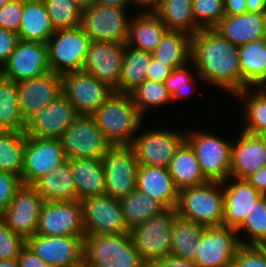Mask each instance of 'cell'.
I'll return each instance as SVG.
<instances>
[{
	"instance_id": "6da1fadb",
	"label": "cell",
	"mask_w": 266,
	"mask_h": 267,
	"mask_svg": "<svg viewBox=\"0 0 266 267\" xmlns=\"http://www.w3.org/2000/svg\"><path fill=\"white\" fill-rule=\"evenodd\" d=\"M191 62L198 78L233 95L242 90L238 46L214 28L200 29L191 36Z\"/></svg>"
},
{
	"instance_id": "7a4b0ae2",
	"label": "cell",
	"mask_w": 266,
	"mask_h": 267,
	"mask_svg": "<svg viewBox=\"0 0 266 267\" xmlns=\"http://www.w3.org/2000/svg\"><path fill=\"white\" fill-rule=\"evenodd\" d=\"M92 116L112 146H131L144 118L129 93L116 91Z\"/></svg>"
},
{
	"instance_id": "3957f363",
	"label": "cell",
	"mask_w": 266,
	"mask_h": 267,
	"mask_svg": "<svg viewBox=\"0 0 266 267\" xmlns=\"http://www.w3.org/2000/svg\"><path fill=\"white\" fill-rule=\"evenodd\" d=\"M176 211L179 217L190 222L206 227L222 226L224 217L222 183L208 181L180 189Z\"/></svg>"
},
{
	"instance_id": "277c9868",
	"label": "cell",
	"mask_w": 266,
	"mask_h": 267,
	"mask_svg": "<svg viewBox=\"0 0 266 267\" xmlns=\"http://www.w3.org/2000/svg\"><path fill=\"white\" fill-rule=\"evenodd\" d=\"M83 262L88 267H147L140 259L130 233L86 234Z\"/></svg>"
},
{
	"instance_id": "5b68a950",
	"label": "cell",
	"mask_w": 266,
	"mask_h": 267,
	"mask_svg": "<svg viewBox=\"0 0 266 267\" xmlns=\"http://www.w3.org/2000/svg\"><path fill=\"white\" fill-rule=\"evenodd\" d=\"M176 209H166L130 229L133 245L142 262L149 267L170 254Z\"/></svg>"
},
{
	"instance_id": "8992f818",
	"label": "cell",
	"mask_w": 266,
	"mask_h": 267,
	"mask_svg": "<svg viewBox=\"0 0 266 267\" xmlns=\"http://www.w3.org/2000/svg\"><path fill=\"white\" fill-rule=\"evenodd\" d=\"M91 41L81 26L56 30L46 43L51 71L59 75L82 71Z\"/></svg>"
},
{
	"instance_id": "52a82bcc",
	"label": "cell",
	"mask_w": 266,
	"mask_h": 267,
	"mask_svg": "<svg viewBox=\"0 0 266 267\" xmlns=\"http://www.w3.org/2000/svg\"><path fill=\"white\" fill-rule=\"evenodd\" d=\"M185 141L193 149L201 171L208 181L225 182L230 178L232 143L213 134L191 132Z\"/></svg>"
},
{
	"instance_id": "ba28073f",
	"label": "cell",
	"mask_w": 266,
	"mask_h": 267,
	"mask_svg": "<svg viewBox=\"0 0 266 267\" xmlns=\"http://www.w3.org/2000/svg\"><path fill=\"white\" fill-rule=\"evenodd\" d=\"M59 139L67 160L102 159L112 147L93 116L78 115Z\"/></svg>"
},
{
	"instance_id": "9c48e42d",
	"label": "cell",
	"mask_w": 266,
	"mask_h": 267,
	"mask_svg": "<svg viewBox=\"0 0 266 267\" xmlns=\"http://www.w3.org/2000/svg\"><path fill=\"white\" fill-rule=\"evenodd\" d=\"M105 194L120 199L136 189L139 162L131 146H112L102 158Z\"/></svg>"
},
{
	"instance_id": "30bf717a",
	"label": "cell",
	"mask_w": 266,
	"mask_h": 267,
	"mask_svg": "<svg viewBox=\"0 0 266 267\" xmlns=\"http://www.w3.org/2000/svg\"><path fill=\"white\" fill-rule=\"evenodd\" d=\"M125 8L94 3L82 11L81 27L92 41L126 44L129 22Z\"/></svg>"
},
{
	"instance_id": "8fae6325",
	"label": "cell",
	"mask_w": 266,
	"mask_h": 267,
	"mask_svg": "<svg viewBox=\"0 0 266 267\" xmlns=\"http://www.w3.org/2000/svg\"><path fill=\"white\" fill-rule=\"evenodd\" d=\"M61 78L62 93L78 115L92 116L115 91L84 71L65 73Z\"/></svg>"
},
{
	"instance_id": "7c38bea8",
	"label": "cell",
	"mask_w": 266,
	"mask_h": 267,
	"mask_svg": "<svg viewBox=\"0 0 266 267\" xmlns=\"http://www.w3.org/2000/svg\"><path fill=\"white\" fill-rule=\"evenodd\" d=\"M86 234L129 233L119 199L109 195L90 196L81 201Z\"/></svg>"
},
{
	"instance_id": "4fadbf2b",
	"label": "cell",
	"mask_w": 266,
	"mask_h": 267,
	"mask_svg": "<svg viewBox=\"0 0 266 267\" xmlns=\"http://www.w3.org/2000/svg\"><path fill=\"white\" fill-rule=\"evenodd\" d=\"M60 139L26 136L22 185L33 186L42 176L66 161Z\"/></svg>"
},
{
	"instance_id": "5bb4252c",
	"label": "cell",
	"mask_w": 266,
	"mask_h": 267,
	"mask_svg": "<svg viewBox=\"0 0 266 267\" xmlns=\"http://www.w3.org/2000/svg\"><path fill=\"white\" fill-rule=\"evenodd\" d=\"M35 234L44 236H76L85 239L82 205L78 200L45 202Z\"/></svg>"
},
{
	"instance_id": "9a60e30c",
	"label": "cell",
	"mask_w": 266,
	"mask_h": 267,
	"mask_svg": "<svg viewBox=\"0 0 266 267\" xmlns=\"http://www.w3.org/2000/svg\"><path fill=\"white\" fill-rule=\"evenodd\" d=\"M26 245L50 267H76L83 263L84 240L80 237L34 234Z\"/></svg>"
},
{
	"instance_id": "2e32d148",
	"label": "cell",
	"mask_w": 266,
	"mask_h": 267,
	"mask_svg": "<svg viewBox=\"0 0 266 267\" xmlns=\"http://www.w3.org/2000/svg\"><path fill=\"white\" fill-rule=\"evenodd\" d=\"M240 245L236 230L225 226L206 227L193 262L198 267H231Z\"/></svg>"
},
{
	"instance_id": "e0dca14e",
	"label": "cell",
	"mask_w": 266,
	"mask_h": 267,
	"mask_svg": "<svg viewBox=\"0 0 266 267\" xmlns=\"http://www.w3.org/2000/svg\"><path fill=\"white\" fill-rule=\"evenodd\" d=\"M125 46L126 44L116 42L91 41L82 71L119 92Z\"/></svg>"
},
{
	"instance_id": "ac0fdd59",
	"label": "cell",
	"mask_w": 266,
	"mask_h": 267,
	"mask_svg": "<svg viewBox=\"0 0 266 267\" xmlns=\"http://www.w3.org/2000/svg\"><path fill=\"white\" fill-rule=\"evenodd\" d=\"M185 138L176 131L148 130L135 137L131 147L140 165L168 168Z\"/></svg>"
},
{
	"instance_id": "d6986e66",
	"label": "cell",
	"mask_w": 266,
	"mask_h": 267,
	"mask_svg": "<svg viewBox=\"0 0 266 267\" xmlns=\"http://www.w3.org/2000/svg\"><path fill=\"white\" fill-rule=\"evenodd\" d=\"M44 198L33 186L22 185L0 217L17 235L27 240L35 234Z\"/></svg>"
},
{
	"instance_id": "ffe728a7",
	"label": "cell",
	"mask_w": 266,
	"mask_h": 267,
	"mask_svg": "<svg viewBox=\"0 0 266 267\" xmlns=\"http://www.w3.org/2000/svg\"><path fill=\"white\" fill-rule=\"evenodd\" d=\"M50 71L47 44L18 40L8 61L1 68V75L20 82Z\"/></svg>"
},
{
	"instance_id": "44dd1931",
	"label": "cell",
	"mask_w": 266,
	"mask_h": 267,
	"mask_svg": "<svg viewBox=\"0 0 266 267\" xmlns=\"http://www.w3.org/2000/svg\"><path fill=\"white\" fill-rule=\"evenodd\" d=\"M77 116L72 103L61 93L26 121L24 132L26 136L59 139Z\"/></svg>"
},
{
	"instance_id": "7402d4cb",
	"label": "cell",
	"mask_w": 266,
	"mask_h": 267,
	"mask_svg": "<svg viewBox=\"0 0 266 267\" xmlns=\"http://www.w3.org/2000/svg\"><path fill=\"white\" fill-rule=\"evenodd\" d=\"M17 84L19 109L25 122L62 93L61 75L52 71Z\"/></svg>"
},
{
	"instance_id": "603a6c76",
	"label": "cell",
	"mask_w": 266,
	"mask_h": 267,
	"mask_svg": "<svg viewBox=\"0 0 266 267\" xmlns=\"http://www.w3.org/2000/svg\"><path fill=\"white\" fill-rule=\"evenodd\" d=\"M265 165L266 135L242 131L237 143L232 144L230 178L247 179Z\"/></svg>"
},
{
	"instance_id": "cb8c5ba5",
	"label": "cell",
	"mask_w": 266,
	"mask_h": 267,
	"mask_svg": "<svg viewBox=\"0 0 266 267\" xmlns=\"http://www.w3.org/2000/svg\"><path fill=\"white\" fill-rule=\"evenodd\" d=\"M228 184V179L222 182L224 195L223 224L237 230L252 210L254 203L263 196L246 179H238ZM226 183L228 185H226Z\"/></svg>"
},
{
	"instance_id": "d4e9b609",
	"label": "cell",
	"mask_w": 266,
	"mask_h": 267,
	"mask_svg": "<svg viewBox=\"0 0 266 267\" xmlns=\"http://www.w3.org/2000/svg\"><path fill=\"white\" fill-rule=\"evenodd\" d=\"M214 29L239 47L265 38L266 13L245 12L240 15H225Z\"/></svg>"
},
{
	"instance_id": "484cf974",
	"label": "cell",
	"mask_w": 266,
	"mask_h": 267,
	"mask_svg": "<svg viewBox=\"0 0 266 267\" xmlns=\"http://www.w3.org/2000/svg\"><path fill=\"white\" fill-rule=\"evenodd\" d=\"M136 189L146 192L166 209H176L179 189L175 186L168 168L140 165Z\"/></svg>"
},
{
	"instance_id": "4316f807",
	"label": "cell",
	"mask_w": 266,
	"mask_h": 267,
	"mask_svg": "<svg viewBox=\"0 0 266 267\" xmlns=\"http://www.w3.org/2000/svg\"><path fill=\"white\" fill-rule=\"evenodd\" d=\"M71 176L75 184L76 200L105 194V173L102 159H71Z\"/></svg>"
},
{
	"instance_id": "83f0119b",
	"label": "cell",
	"mask_w": 266,
	"mask_h": 267,
	"mask_svg": "<svg viewBox=\"0 0 266 267\" xmlns=\"http://www.w3.org/2000/svg\"><path fill=\"white\" fill-rule=\"evenodd\" d=\"M33 187L45 202L76 200L75 184L71 176V159L42 176Z\"/></svg>"
},
{
	"instance_id": "f1b7e54d",
	"label": "cell",
	"mask_w": 266,
	"mask_h": 267,
	"mask_svg": "<svg viewBox=\"0 0 266 267\" xmlns=\"http://www.w3.org/2000/svg\"><path fill=\"white\" fill-rule=\"evenodd\" d=\"M55 30L43 0L23 2L18 39L46 44Z\"/></svg>"
},
{
	"instance_id": "f546056e",
	"label": "cell",
	"mask_w": 266,
	"mask_h": 267,
	"mask_svg": "<svg viewBox=\"0 0 266 267\" xmlns=\"http://www.w3.org/2000/svg\"><path fill=\"white\" fill-rule=\"evenodd\" d=\"M131 19L126 45L151 53L168 31L167 28L155 13L144 11Z\"/></svg>"
},
{
	"instance_id": "4dcf8cb0",
	"label": "cell",
	"mask_w": 266,
	"mask_h": 267,
	"mask_svg": "<svg viewBox=\"0 0 266 267\" xmlns=\"http://www.w3.org/2000/svg\"><path fill=\"white\" fill-rule=\"evenodd\" d=\"M242 74V90L256 88L266 79V39L251 41L238 47Z\"/></svg>"
},
{
	"instance_id": "1f68e13d",
	"label": "cell",
	"mask_w": 266,
	"mask_h": 267,
	"mask_svg": "<svg viewBox=\"0 0 266 267\" xmlns=\"http://www.w3.org/2000/svg\"><path fill=\"white\" fill-rule=\"evenodd\" d=\"M168 171L179 190L208 182L201 171L193 149L186 141L177 149L170 161Z\"/></svg>"
},
{
	"instance_id": "d6a6232c",
	"label": "cell",
	"mask_w": 266,
	"mask_h": 267,
	"mask_svg": "<svg viewBox=\"0 0 266 267\" xmlns=\"http://www.w3.org/2000/svg\"><path fill=\"white\" fill-rule=\"evenodd\" d=\"M151 54L173 69L182 67L191 62V36L182 31H167Z\"/></svg>"
},
{
	"instance_id": "836d02e7",
	"label": "cell",
	"mask_w": 266,
	"mask_h": 267,
	"mask_svg": "<svg viewBox=\"0 0 266 267\" xmlns=\"http://www.w3.org/2000/svg\"><path fill=\"white\" fill-rule=\"evenodd\" d=\"M192 0H162L155 12L168 31H182L190 36L201 28L195 23Z\"/></svg>"
},
{
	"instance_id": "e575fe53",
	"label": "cell",
	"mask_w": 266,
	"mask_h": 267,
	"mask_svg": "<svg viewBox=\"0 0 266 267\" xmlns=\"http://www.w3.org/2000/svg\"><path fill=\"white\" fill-rule=\"evenodd\" d=\"M125 223L129 229L161 214L166 208L146 192L135 189L119 199Z\"/></svg>"
},
{
	"instance_id": "d590c367",
	"label": "cell",
	"mask_w": 266,
	"mask_h": 267,
	"mask_svg": "<svg viewBox=\"0 0 266 267\" xmlns=\"http://www.w3.org/2000/svg\"><path fill=\"white\" fill-rule=\"evenodd\" d=\"M152 54L143 50L125 46V55L120 74L119 92L130 93L147 80V71Z\"/></svg>"
},
{
	"instance_id": "8d00e7d4",
	"label": "cell",
	"mask_w": 266,
	"mask_h": 267,
	"mask_svg": "<svg viewBox=\"0 0 266 267\" xmlns=\"http://www.w3.org/2000/svg\"><path fill=\"white\" fill-rule=\"evenodd\" d=\"M205 228L206 226L177 216L174 220L170 254L194 261Z\"/></svg>"
},
{
	"instance_id": "74e56055",
	"label": "cell",
	"mask_w": 266,
	"mask_h": 267,
	"mask_svg": "<svg viewBox=\"0 0 266 267\" xmlns=\"http://www.w3.org/2000/svg\"><path fill=\"white\" fill-rule=\"evenodd\" d=\"M25 124L18 104L17 82L0 75V130L24 131Z\"/></svg>"
},
{
	"instance_id": "f35d334b",
	"label": "cell",
	"mask_w": 266,
	"mask_h": 267,
	"mask_svg": "<svg viewBox=\"0 0 266 267\" xmlns=\"http://www.w3.org/2000/svg\"><path fill=\"white\" fill-rule=\"evenodd\" d=\"M26 134L24 131L0 130V171L21 178Z\"/></svg>"
},
{
	"instance_id": "ab89813d",
	"label": "cell",
	"mask_w": 266,
	"mask_h": 267,
	"mask_svg": "<svg viewBox=\"0 0 266 267\" xmlns=\"http://www.w3.org/2000/svg\"><path fill=\"white\" fill-rule=\"evenodd\" d=\"M249 90L245 88L234 95L247 100L244 114L247 123L242 129L249 134L266 135V92L259 88L254 93Z\"/></svg>"
},
{
	"instance_id": "60d3db41",
	"label": "cell",
	"mask_w": 266,
	"mask_h": 267,
	"mask_svg": "<svg viewBox=\"0 0 266 267\" xmlns=\"http://www.w3.org/2000/svg\"><path fill=\"white\" fill-rule=\"evenodd\" d=\"M134 105L143 116L145 110L169 104L172 99L164 82L145 80L129 93Z\"/></svg>"
},
{
	"instance_id": "b9f144b4",
	"label": "cell",
	"mask_w": 266,
	"mask_h": 267,
	"mask_svg": "<svg viewBox=\"0 0 266 267\" xmlns=\"http://www.w3.org/2000/svg\"><path fill=\"white\" fill-rule=\"evenodd\" d=\"M249 234L250 241L246 242L239 238L241 245L266 246V195L261 196L247 214L243 224L236 230Z\"/></svg>"
},
{
	"instance_id": "7bdbcfd3",
	"label": "cell",
	"mask_w": 266,
	"mask_h": 267,
	"mask_svg": "<svg viewBox=\"0 0 266 267\" xmlns=\"http://www.w3.org/2000/svg\"><path fill=\"white\" fill-rule=\"evenodd\" d=\"M54 30L72 29L81 25L82 10L73 0H43Z\"/></svg>"
},
{
	"instance_id": "ee69618b",
	"label": "cell",
	"mask_w": 266,
	"mask_h": 267,
	"mask_svg": "<svg viewBox=\"0 0 266 267\" xmlns=\"http://www.w3.org/2000/svg\"><path fill=\"white\" fill-rule=\"evenodd\" d=\"M195 23L201 28H214L225 16L224 0H192Z\"/></svg>"
},
{
	"instance_id": "f6af8a7d",
	"label": "cell",
	"mask_w": 266,
	"mask_h": 267,
	"mask_svg": "<svg viewBox=\"0 0 266 267\" xmlns=\"http://www.w3.org/2000/svg\"><path fill=\"white\" fill-rule=\"evenodd\" d=\"M187 65L189 64L173 69L172 73L164 81L172 101H176L178 98L188 97L191 94L190 91H193L192 88L195 89V84H192L194 80L191 73L188 72Z\"/></svg>"
},
{
	"instance_id": "bcb514c9",
	"label": "cell",
	"mask_w": 266,
	"mask_h": 267,
	"mask_svg": "<svg viewBox=\"0 0 266 267\" xmlns=\"http://www.w3.org/2000/svg\"><path fill=\"white\" fill-rule=\"evenodd\" d=\"M231 267H266V246L240 245Z\"/></svg>"
},
{
	"instance_id": "7dc6e473",
	"label": "cell",
	"mask_w": 266,
	"mask_h": 267,
	"mask_svg": "<svg viewBox=\"0 0 266 267\" xmlns=\"http://www.w3.org/2000/svg\"><path fill=\"white\" fill-rule=\"evenodd\" d=\"M26 240L15 234L0 218V260L18 258Z\"/></svg>"
},
{
	"instance_id": "c3c4849f",
	"label": "cell",
	"mask_w": 266,
	"mask_h": 267,
	"mask_svg": "<svg viewBox=\"0 0 266 267\" xmlns=\"http://www.w3.org/2000/svg\"><path fill=\"white\" fill-rule=\"evenodd\" d=\"M23 14V2L10 0L0 8V28L18 33Z\"/></svg>"
},
{
	"instance_id": "681fc988",
	"label": "cell",
	"mask_w": 266,
	"mask_h": 267,
	"mask_svg": "<svg viewBox=\"0 0 266 267\" xmlns=\"http://www.w3.org/2000/svg\"><path fill=\"white\" fill-rule=\"evenodd\" d=\"M22 186L19 176L0 171V217L9 207L16 191Z\"/></svg>"
},
{
	"instance_id": "f907efd6",
	"label": "cell",
	"mask_w": 266,
	"mask_h": 267,
	"mask_svg": "<svg viewBox=\"0 0 266 267\" xmlns=\"http://www.w3.org/2000/svg\"><path fill=\"white\" fill-rule=\"evenodd\" d=\"M18 40L17 33L0 28V69L8 61Z\"/></svg>"
},
{
	"instance_id": "816d5d0a",
	"label": "cell",
	"mask_w": 266,
	"mask_h": 267,
	"mask_svg": "<svg viewBox=\"0 0 266 267\" xmlns=\"http://www.w3.org/2000/svg\"><path fill=\"white\" fill-rule=\"evenodd\" d=\"M171 66L164 65L163 63L152 58L147 71V80L164 82L166 78L172 73Z\"/></svg>"
},
{
	"instance_id": "f5cc1de1",
	"label": "cell",
	"mask_w": 266,
	"mask_h": 267,
	"mask_svg": "<svg viewBox=\"0 0 266 267\" xmlns=\"http://www.w3.org/2000/svg\"><path fill=\"white\" fill-rule=\"evenodd\" d=\"M19 267H50L39 258L27 245H25L18 256Z\"/></svg>"
},
{
	"instance_id": "db71d44e",
	"label": "cell",
	"mask_w": 266,
	"mask_h": 267,
	"mask_svg": "<svg viewBox=\"0 0 266 267\" xmlns=\"http://www.w3.org/2000/svg\"><path fill=\"white\" fill-rule=\"evenodd\" d=\"M149 267H198V266L193 261L169 254L153 262Z\"/></svg>"
},
{
	"instance_id": "11a10c76",
	"label": "cell",
	"mask_w": 266,
	"mask_h": 267,
	"mask_svg": "<svg viewBox=\"0 0 266 267\" xmlns=\"http://www.w3.org/2000/svg\"><path fill=\"white\" fill-rule=\"evenodd\" d=\"M258 192L266 195V165L246 179Z\"/></svg>"
},
{
	"instance_id": "9f6ffc18",
	"label": "cell",
	"mask_w": 266,
	"mask_h": 267,
	"mask_svg": "<svg viewBox=\"0 0 266 267\" xmlns=\"http://www.w3.org/2000/svg\"><path fill=\"white\" fill-rule=\"evenodd\" d=\"M225 15H240L247 12L246 0H224Z\"/></svg>"
},
{
	"instance_id": "6f0895ef",
	"label": "cell",
	"mask_w": 266,
	"mask_h": 267,
	"mask_svg": "<svg viewBox=\"0 0 266 267\" xmlns=\"http://www.w3.org/2000/svg\"><path fill=\"white\" fill-rule=\"evenodd\" d=\"M247 12L266 13V0H246Z\"/></svg>"
},
{
	"instance_id": "680465c9",
	"label": "cell",
	"mask_w": 266,
	"mask_h": 267,
	"mask_svg": "<svg viewBox=\"0 0 266 267\" xmlns=\"http://www.w3.org/2000/svg\"><path fill=\"white\" fill-rule=\"evenodd\" d=\"M131 3L150 8L147 13H155L160 8L162 0H131Z\"/></svg>"
},
{
	"instance_id": "91938a15",
	"label": "cell",
	"mask_w": 266,
	"mask_h": 267,
	"mask_svg": "<svg viewBox=\"0 0 266 267\" xmlns=\"http://www.w3.org/2000/svg\"><path fill=\"white\" fill-rule=\"evenodd\" d=\"M95 3L126 8L129 3L131 4V0H95Z\"/></svg>"
},
{
	"instance_id": "94428289",
	"label": "cell",
	"mask_w": 266,
	"mask_h": 267,
	"mask_svg": "<svg viewBox=\"0 0 266 267\" xmlns=\"http://www.w3.org/2000/svg\"><path fill=\"white\" fill-rule=\"evenodd\" d=\"M73 1L77 5V7L82 11L87 9L88 7H91L95 3V0H73Z\"/></svg>"
},
{
	"instance_id": "6125c7cd",
	"label": "cell",
	"mask_w": 266,
	"mask_h": 267,
	"mask_svg": "<svg viewBox=\"0 0 266 267\" xmlns=\"http://www.w3.org/2000/svg\"><path fill=\"white\" fill-rule=\"evenodd\" d=\"M0 267H19L18 259L0 260Z\"/></svg>"
},
{
	"instance_id": "be15d7a7",
	"label": "cell",
	"mask_w": 266,
	"mask_h": 267,
	"mask_svg": "<svg viewBox=\"0 0 266 267\" xmlns=\"http://www.w3.org/2000/svg\"><path fill=\"white\" fill-rule=\"evenodd\" d=\"M10 0H0V8L6 5Z\"/></svg>"
},
{
	"instance_id": "e7e4bbea",
	"label": "cell",
	"mask_w": 266,
	"mask_h": 267,
	"mask_svg": "<svg viewBox=\"0 0 266 267\" xmlns=\"http://www.w3.org/2000/svg\"><path fill=\"white\" fill-rule=\"evenodd\" d=\"M263 87L266 88V79L257 88L263 89Z\"/></svg>"
},
{
	"instance_id": "03108f58",
	"label": "cell",
	"mask_w": 266,
	"mask_h": 267,
	"mask_svg": "<svg viewBox=\"0 0 266 267\" xmlns=\"http://www.w3.org/2000/svg\"><path fill=\"white\" fill-rule=\"evenodd\" d=\"M76 267H88L84 262Z\"/></svg>"
},
{
	"instance_id": "003e7915",
	"label": "cell",
	"mask_w": 266,
	"mask_h": 267,
	"mask_svg": "<svg viewBox=\"0 0 266 267\" xmlns=\"http://www.w3.org/2000/svg\"><path fill=\"white\" fill-rule=\"evenodd\" d=\"M19 1L27 2V1H37V0H19Z\"/></svg>"
}]
</instances>
